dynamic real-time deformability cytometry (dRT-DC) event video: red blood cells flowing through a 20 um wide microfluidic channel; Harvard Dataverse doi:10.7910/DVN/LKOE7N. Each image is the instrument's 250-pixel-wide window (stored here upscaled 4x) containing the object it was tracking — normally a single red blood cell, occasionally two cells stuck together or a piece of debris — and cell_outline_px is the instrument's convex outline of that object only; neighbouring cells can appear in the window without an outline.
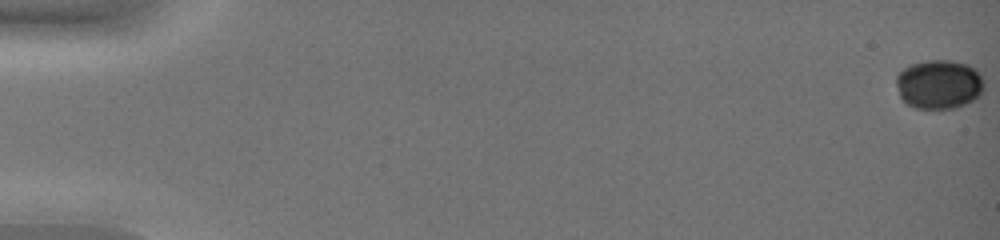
{"species": "common noctule bat (a hibernating species)", "species_latin": "Nyctalus noctula", "temperature_condition": "warm", "stored_images_in_passage": 49, "camera_frame_rate_fps": 3000, "um_per_image_px": 0.085, "animal": {"sex": "female", "body_mass_g": 19.0, "forearm_length_mm": 51.5}, "frame": {"image": 1, "passage_image": 1, "time_ms": 0.0, "image_size_px": [1000, 240], "cell_outline_px": [[984, 88], [980, 96], [956, 108], [916, 108], [908, 104], [900, 96], [896, 84], [896, 76], [904, 68], [912, 64], [928, 60], [952, 60], [968, 64], [976, 68], [984, 80]], "centroid_in_image_um": [79.85, 7.15], "position_along_channel_um": 5.2, "area_um2": 25.26}}
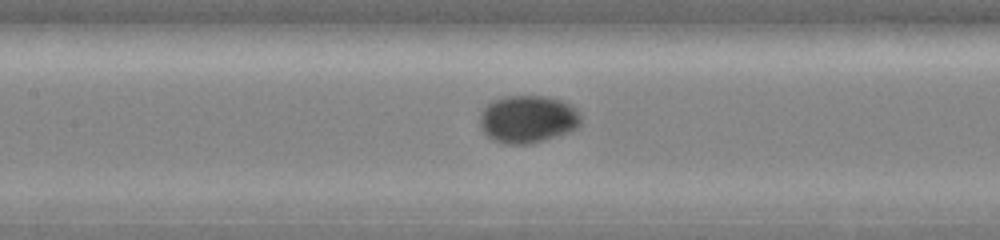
{"frame": {"image": 2, "passage_image": 26, "time_ms": 8.333, "image_size_px": [1000, 240], "cell_outline_px": [[580, 124], [572, 132], [532, 144], [504, 144], [492, 140], [480, 128], [480, 112], [492, 100], [504, 96], [544, 96], [560, 100], [576, 108], [580, 112]], "centroid_in_image_um": [44.86, 10.14], "position_along_channel_um": 162.5, "area_um2": 28.38}}
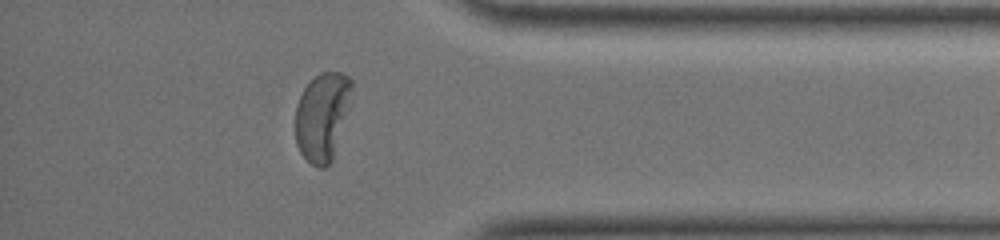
{"frame": {"image": 3, "passage_image": 44, "time_ms": 14.333, "image_size_px": [1000, 240], "cell_outline_px": [[352, 88], [348, 108], [332, 160], [324, 168], [320, 168], [312, 164], [300, 152], [296, 144], [296, 108], [300, 96], [304, 88], [320, 72], [340, 72], [348, 76], [352, 80]], "centroid_in_image_um": [27.39, 9.88], "position_along_channel_um": 407.8, "area_um2": 28.44}, "authors_computed_cell_mechanics": {"area_um2": 27.3394, "velocity_mm_per_s": 4.1856, "shape_relaxation_time_tau1_ms": 2.7074, "shape_relaxation_time_tau2_ms": null, "deformation_change_tau1": 0.1033, "deformation_change_tau2": null}}